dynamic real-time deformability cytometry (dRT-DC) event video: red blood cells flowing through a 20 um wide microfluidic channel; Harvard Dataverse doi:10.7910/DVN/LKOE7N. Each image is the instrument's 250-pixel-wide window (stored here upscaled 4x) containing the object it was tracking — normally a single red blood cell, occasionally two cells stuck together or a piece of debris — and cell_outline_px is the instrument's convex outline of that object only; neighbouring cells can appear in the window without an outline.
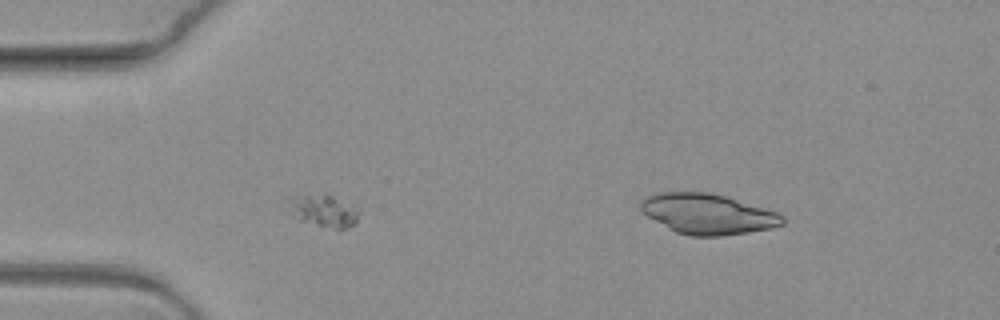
{"species": "common noctule bat (a hibernating species)", "species_latin": "Nyctalus noctula", "temperature_condition": "warm", "stored_images_in_passage": 4, "camera_frame_rate_fps": 3000, "um_per_image_px": 0.085, "animal": {"sex": "female", "body_mass_g": 19.3, "forearm_length_mm": 54.1}, "frame": {"image": 1, "passage_image": 3, "time_ms": 0.667, "image_size_px": [1000, 320], "cell_outline_px": [[360, 212], [356, 224], [348, 228], [336, 228], [300, 220], [288, 212], [288, 200], [304, 196], [332, 196], [352, 204]], "centroid_in_image_um": [27.56, 17.95], "position_along_channel_um": 57.4, "area_um2": 12.66}}